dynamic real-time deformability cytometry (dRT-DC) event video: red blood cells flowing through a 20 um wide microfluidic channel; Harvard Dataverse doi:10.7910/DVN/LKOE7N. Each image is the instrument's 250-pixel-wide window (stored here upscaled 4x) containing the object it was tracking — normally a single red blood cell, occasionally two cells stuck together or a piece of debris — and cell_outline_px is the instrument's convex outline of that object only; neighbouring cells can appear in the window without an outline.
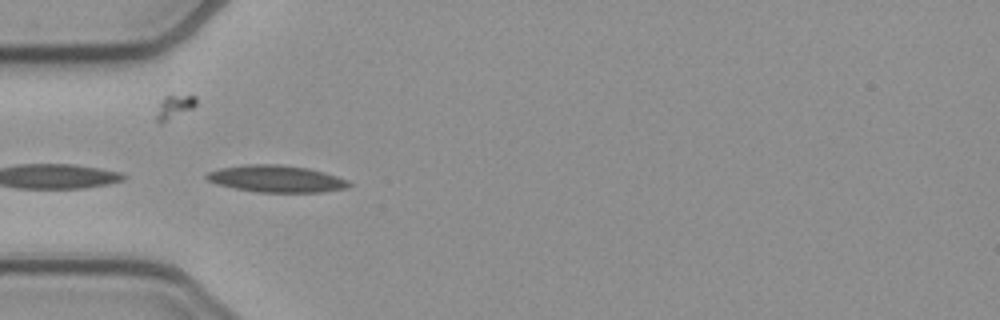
{"species": "common noctule bat (a hibernating species)", "species_latin": "Nyctalus noctula", "temperature_condition": "cold", "stored_images_in_passage": 14, "camera_frame_rate_fps": 3000, "um_per_image_px": 0.085, "animal": {"sex": "female", "body_mass_g": 21.9}, "frame": {"image": 1, "passage_image": 12, "time_ms": 3.667, "image_size_px": [1000, 320], "cell_outline_px": [[352, 184], [348, 188], [320, 192], [256, 192], [216, 184], [208, 180], [204, 176], [208, 172], [220, 168], [248, 164], [280, 164], [308, 168], [324, 172], [348, 180]], "centroid_in_image_um": [23.49, 15.19], "position_along_channel_um": 61.5, "area_um2": 22.31}}